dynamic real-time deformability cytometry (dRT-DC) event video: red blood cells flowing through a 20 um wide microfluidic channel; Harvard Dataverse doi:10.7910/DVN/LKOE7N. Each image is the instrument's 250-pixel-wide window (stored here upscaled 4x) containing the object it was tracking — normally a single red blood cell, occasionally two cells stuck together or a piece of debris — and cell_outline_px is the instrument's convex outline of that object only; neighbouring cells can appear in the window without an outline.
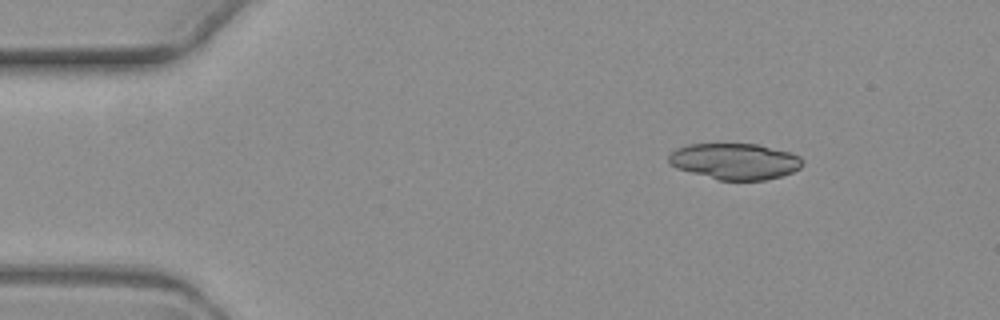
{"species": "common noctule bat (a hibernating species)", "species_latin": "Nyctalus noctula", "temperature_condition": "warm", "stored_images_in_passage": 3, "camera_frame_rate_fps": 3000, "um_per_image_px": 0.085, "animal": {"sex": "female", "body_mass_g": 19.3, "forearm_length_mm": 54.1}, "frame": {"image": 1, "passage_image": 1, "time_ms": 0.0, "image_size_px": [1000, 320], "cell_outline_px": [[804, 164], [800, 168], [792, 172], [780, 176], [764, 180], [720, 180], [676, 168], [668, 164], [668, 156], [676, 148], [688, 144], [756, 144], [792, 152], [800, 156]], "centroid_in_image_um": [62.47, 13.7], "position_along_channel_um": 22.5, "area_um2": 28.21}}